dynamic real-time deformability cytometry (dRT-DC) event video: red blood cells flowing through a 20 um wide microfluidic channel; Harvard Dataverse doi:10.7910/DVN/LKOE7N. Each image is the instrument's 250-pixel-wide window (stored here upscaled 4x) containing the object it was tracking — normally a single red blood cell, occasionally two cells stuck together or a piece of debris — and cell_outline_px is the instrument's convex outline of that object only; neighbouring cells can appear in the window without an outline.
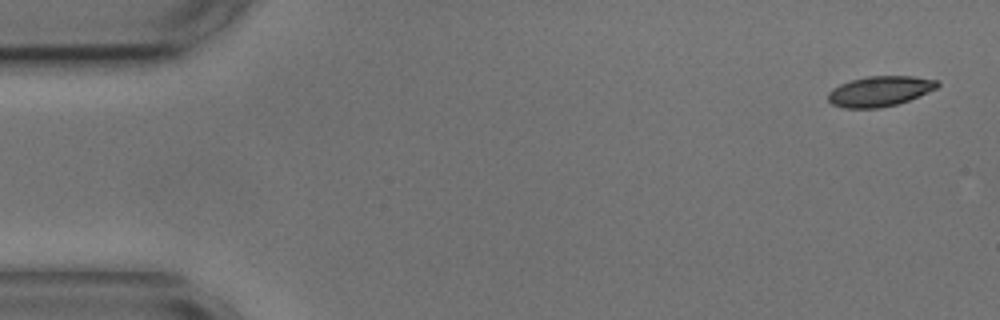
{"species": "common noctule bat (a hibernating species)", "species_latin": "Nyctalus noctula", "temperature_condition": "cold", "stored_images_in_passage": 8, "camera_frame_rate_fps": 3000, "um_per_image_px": 0.085, "animal": {"sex": "male", "body_mass_g": 17.9, "forearm_length_mm": 54.2}, "frame": {"image": 1, "passage_image": 1, "time_ms": 0.0, "image_size_px": [1000, 320], "cell_outline_px": [[940, 84], [936, 88], [908, 100], [896, 104], [880, 108], [844, 108], [832, 104], [828, 100], [828, 92], [832, 88], [840, 84], [852, 80], [868, 76], [912, 76], [940, 80]], "centroid_in_image_um": [74.77, 7.75], "position_along_channel_um": 10.2, "area_um2": 19.19}}
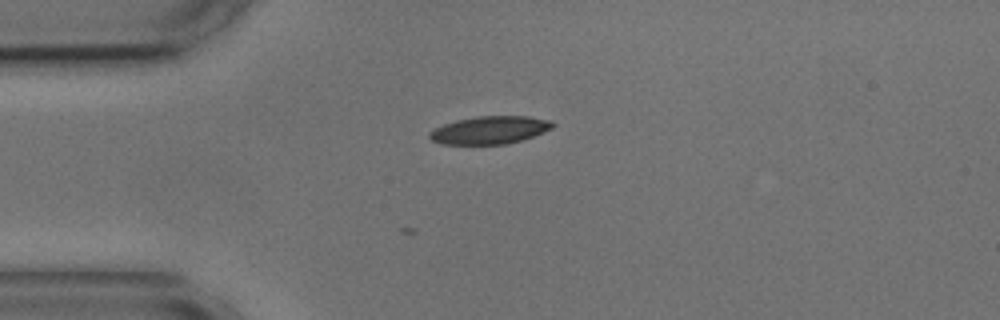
{"frame": {"image": 2, "passage_image": 4, "time_ms": 3.667, "image_size_px": [1000, 320], "cell_outline_px": [[556, 124], [552, 128], [544, 132], [520, 140], [504, 144], [440, 144], [432, 140], [428, 136], [428, 132], [444, 124], [456, 120], [476, 116], [528, 116], [548, 120]], "centroid_in_image_um": [41.61, 11.05], "position_along_channel_um": 43.4, "area_um2": 19.83}}